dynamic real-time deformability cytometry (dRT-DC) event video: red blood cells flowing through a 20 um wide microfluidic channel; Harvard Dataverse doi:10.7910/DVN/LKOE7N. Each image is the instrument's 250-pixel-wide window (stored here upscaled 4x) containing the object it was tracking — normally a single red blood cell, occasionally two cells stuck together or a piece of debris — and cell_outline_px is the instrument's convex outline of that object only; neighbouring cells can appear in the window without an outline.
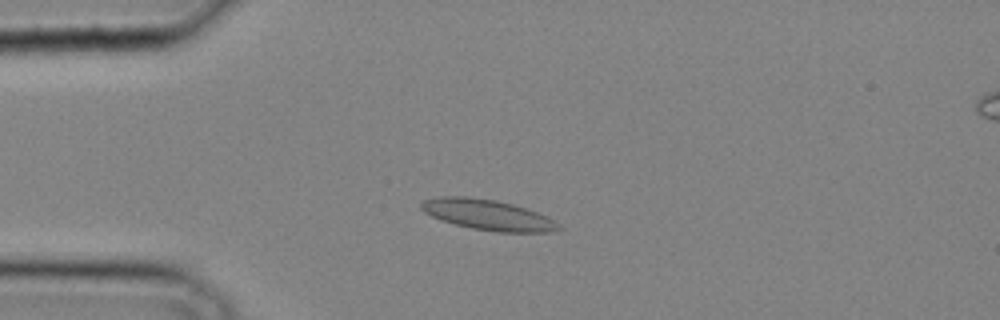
{"species": "common noctule bat (a hibernating species)", "species_latin": "Nyctalus noctula", "temperature_condition": "cold", "stored_images_in_passage": 30, "camera_frame_rate_fps": 3000, "um_per_image_px": 0.085, "animal": {"sex": "male", "body_mass_g": 20.4}, "frame": {"image": 1, "passage_image": 4, "time_ms": 1.0, "image_size_px": [1000, 320], "cell_outline_px": [[564, 228], [548, 232], [500, 232], [472, 228], [440, 220], [424, 212], [420, 208], [420, 204], [424, 200], [440, 196], [468, 196], [496, 200], [512, 204], [548, 216], [560, 224]], "centroid_in_image_um": [41.47, 18.25], "position_along_channel_um": 43.5, "area_um2": 24.39}}
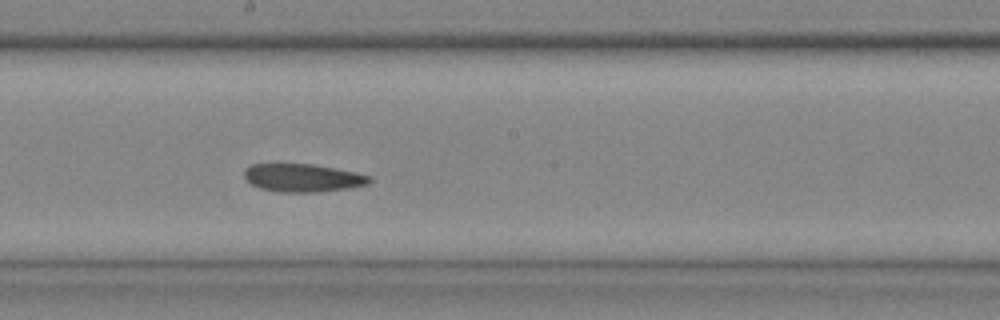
{"frame": {"image": 2, "passage_image": 15, "time_ms": 4.667, "image_size_px": [1000, 320], "cell_outline_px": [[372, 180], [368, 184], [348, 188], [316, 192], [276, 192], [260, 188], [252, 184], [244, 176], [244, 168], [252, 164], [312, 164], [356, 172], [372, 176]], "centroid_in_image_um": [25.74, 15.11], "position_along_channel_um": 222.5, "area_um2": 20.46}}
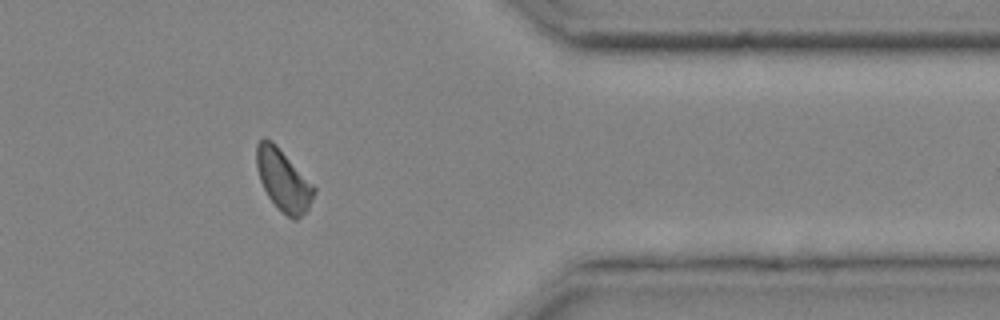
{"frame": {"image": 3, "passage_image": 25, "time_ms": 8.0, "image_size_px": [1000, 320], "cell_outline_px": [[316, 192], [308, 208], [296, 220], [292, 220], [268, 196], [260, 180], [256, 168], [256, 144], [264, 136], [272, 140], [276, 144], [316, 188]], "centroid_in_image_um": [24.06, 15.26], "position_along_channel_um": 387.3, "area_um2": 20.29}}